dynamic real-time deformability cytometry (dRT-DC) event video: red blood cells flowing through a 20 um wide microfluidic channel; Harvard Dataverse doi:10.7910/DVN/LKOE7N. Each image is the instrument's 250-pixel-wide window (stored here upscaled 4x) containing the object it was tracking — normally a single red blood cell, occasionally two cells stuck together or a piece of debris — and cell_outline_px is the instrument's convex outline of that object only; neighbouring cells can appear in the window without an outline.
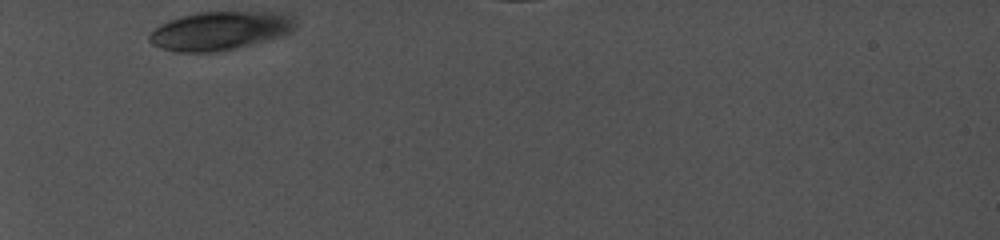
{"species": "common noctule bat (a hibernating species)", "species_latin": "Nyctalus noctula", "temperature_condition": "cold", "stored_images_in_passage": 16, "camera_frame_rate_fps": 5000, "um_per_image_px": 0.085, "animal": {"sex": "female", "body_mass_g": 19.0, "forearm_length_mm": 56.7}, "frame": {"image": 1, "passage_image": 1, "time_ms": 0.0, "image_size_px": [1000, 240], "cell_outline_px": [[296, 28], [292, 32], [280, 36], [216, 52], [176, 52], [152, 44], [148, 40], [148, 36], [160, 24], [168, 20], [180, 16], [196, 12], [288, 12], [296, 20]], "centroid_in_image_um": [18.72, 2.59], "position_along_channel_um": 66.3, "area_um2": 32.77}}